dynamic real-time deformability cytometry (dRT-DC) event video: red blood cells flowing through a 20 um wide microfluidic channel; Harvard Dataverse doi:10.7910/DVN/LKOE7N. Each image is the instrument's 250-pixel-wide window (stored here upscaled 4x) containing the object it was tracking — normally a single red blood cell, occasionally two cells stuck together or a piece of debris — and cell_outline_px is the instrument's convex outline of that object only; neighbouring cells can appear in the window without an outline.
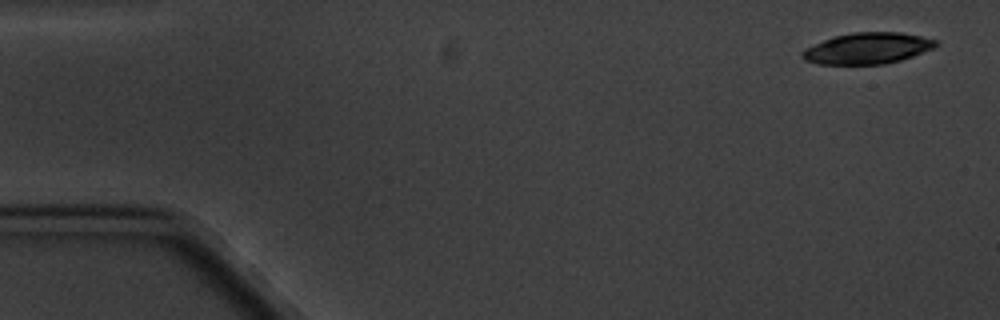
{"species": "common noctule bat (a hibernating species)", "species_latin": "Nyctalus noctula", "temperature_condition": "cold", "stored_images_in_passage": 5, "segment_of_instrument_passage": [1, 2], "camera_frame_rate_fps": 3000, "um_per_image_px": 0.085, "animal": {"sex": "male", "body_mass_g": 20.1, "forearm_length_mm": 53.5}, "frame": {"image": 1, "passage_image": 1, "time_ms": 0.0, "image_size_px": [1000, 320], "cell_outline_px": [[940, 44], [932, 48], [912, 56], [900, 60], [884, 64], [820, 64], [804, 60], [800, 56], [800, 52], [804, 48], [824, 40], [836, 36], [852, 32], [900, 32], [920, 36], [936, 40]], "centroid_in_image_um": [73.7, 4.1], "position_along_channel_um": 11.3, "area_um2": 24.16}}
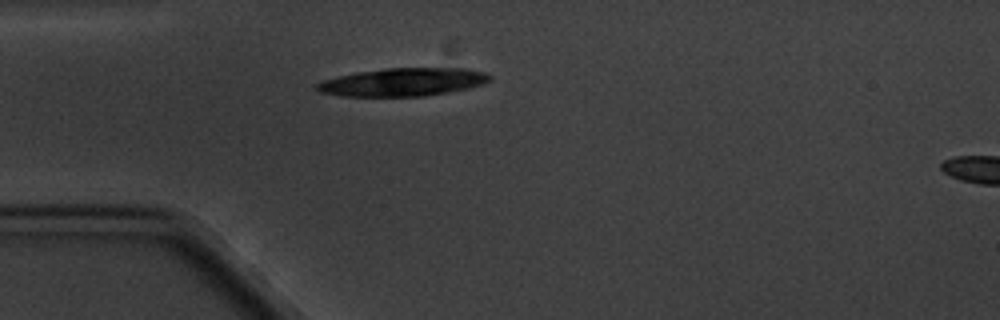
{"frame": {"image": 2, "passage_image": 4, "time_ms": 4.333, "image_size_px": [1000, 320], "cell_outline_px": [[492, 80], [468, 88], [448, 92], [424, 96], [340, 96], [320, 92], [316, 88], [316, 84], [320, 80], [356, 72], [384, 68], [464, 68], [484, 72], [492, 76]], "centroid_in_image_um": [34.22, 6.97], "position_along_channel_um": 50.8, "area_um2": 28.32}}